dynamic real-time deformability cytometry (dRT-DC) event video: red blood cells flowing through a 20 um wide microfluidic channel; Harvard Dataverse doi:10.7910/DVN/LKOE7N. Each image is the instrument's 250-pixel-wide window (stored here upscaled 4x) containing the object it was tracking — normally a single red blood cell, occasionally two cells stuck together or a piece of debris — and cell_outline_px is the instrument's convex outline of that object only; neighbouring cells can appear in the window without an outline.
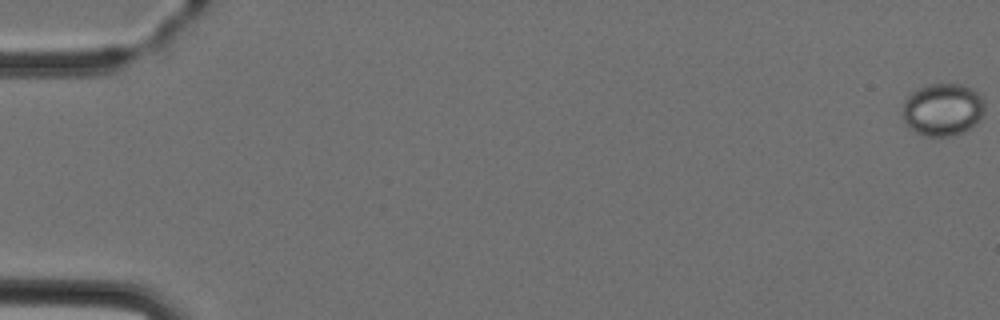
{"species": "Egyptian fruit bat (a non-hibernating species)", "species_latin": "Rousettus aegyptiacus", "temperature_condition": "cold", "stored_images_in_passage": 7, "camera_frame_rate_fps": 3000, "um_per_image_px": 0.085, "animal": {"sex": "female"}, "frame": {"image": 1, "passage_image": 1, "time_ms": 0.0, "image_size_px": [1000, 320], "cell_outline_px": [[984, 112], [980, 120], [976, 124], [964, 132], [948, 136], [920, 136], [908, 128], [904, 124], [904, 100], [912, 92], [928, 84], [960, 84], [972, 88], [984, 100]], "centroid_in_image_um": [80.13, 9.33], "position_along_channel_um": 4.9, "area_um2": 25.32}}
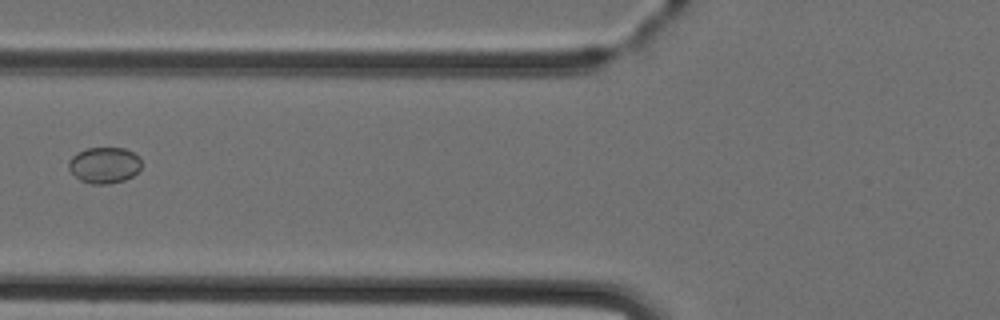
{"frame": {"image": 2, "passage_image": 6, "time_ms": 6.667, "image_size_px": [1000, 320], "cell_outline_px": [[140, 168], [132, 176], [124, 180], [108, 184], [92, 184], [80, 180], [68, 168], [68, 160], [76, 152], [88, 148], [124, 148], [140, 156]], "centroid_in_image_um": [8.85, 14.03], "position_along_channel_um": 117.0, "area_um2": 15.32}}
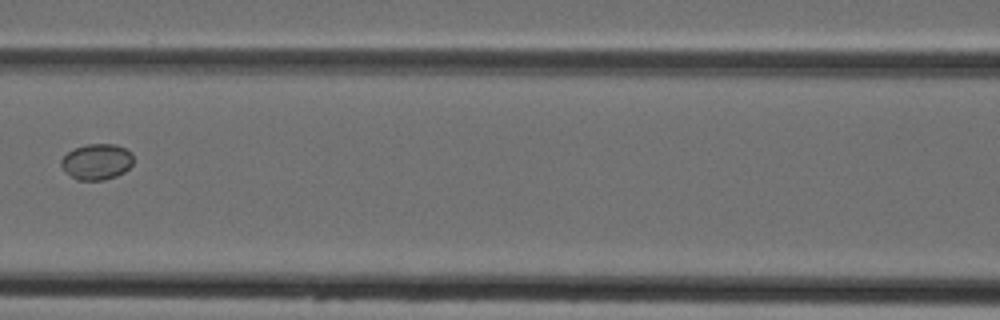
{"frame": {"image": 3, "passage_image": 7, "time_ms": 7.667, "image_size_px": [1000, 320], "cell_outline_px": [[132, 164], [124, 172], [116, 176], [104, 180], [76, 180], [64, 172], [60, 164], [60, 160], [68, 152], [84, 144], [116, 144], [132, 152]], "centroid_in_image_um": [8.2, 13.75], "position_along_channel_um": 158.4, "area_um2": 15.2}}